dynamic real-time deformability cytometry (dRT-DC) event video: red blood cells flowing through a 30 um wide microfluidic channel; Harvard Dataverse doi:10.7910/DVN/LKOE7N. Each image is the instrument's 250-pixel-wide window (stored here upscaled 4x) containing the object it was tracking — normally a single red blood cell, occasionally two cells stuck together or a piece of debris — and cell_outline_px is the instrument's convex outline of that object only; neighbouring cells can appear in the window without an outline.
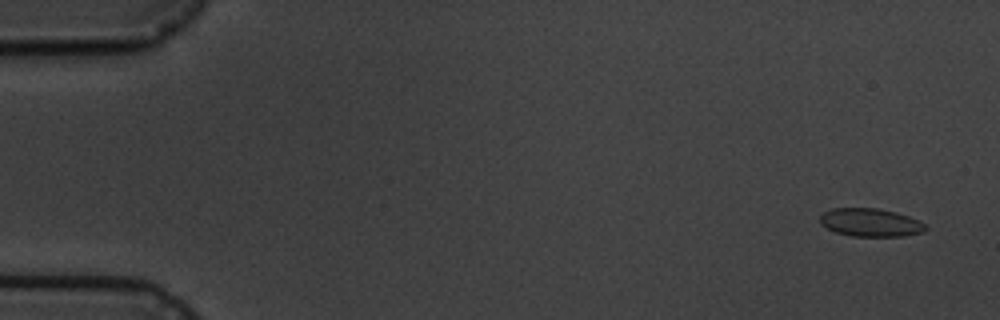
{"species": "common noctule bat (a hibernating species)", "species_latin": "Nyctalus noctula", "temperature_condition": "cold", "stored_images_in_passage": 5, "camera_frame_rate_fps": 3000, "um_per_image_px": 0.085, "animal": {"sex": "male", "body_mass_g": 19.5, "forearm_length_mm": 54.6}, "frame": {"image": 1, "passage_image": 1, "time_ms": 0.0, "image_size_px": [1000, 320], "cell_outline_px": [[928, 228], [924, 232], [904, 236], [852, 236], [836, 232], [820, 224], [820, 216], [824, 212], [832, 208], [876, 208], [896, 212], [920, 220]], "centroid_in_image_um": [74.01, 18.91], "position_along_channel_um": 11.0, "area_um2": 17.34}}
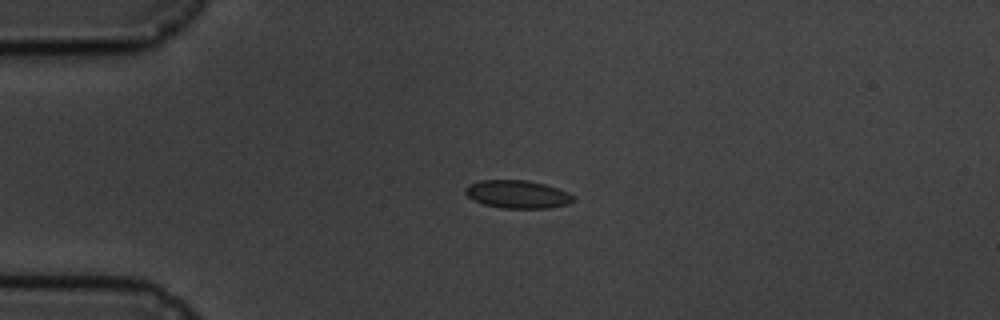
{"frame": {"image": 2, "passage_image": 4, "time_ms": 3.667, "image_size_px": [1000, 320], "cell_outline_px": [[576, 200], [568, 204], [552, 208], [500, 208], [484, 204], [472, 200], [464, 192], [464, 188], [468, 184], [480, 180], [528, 180], [544, 184], [568, 192], [576, 196]], "centroid_in_image_um": [43.99, 16.52], "position_along_channel_um": 41.0, "area_um2": 17.86}}